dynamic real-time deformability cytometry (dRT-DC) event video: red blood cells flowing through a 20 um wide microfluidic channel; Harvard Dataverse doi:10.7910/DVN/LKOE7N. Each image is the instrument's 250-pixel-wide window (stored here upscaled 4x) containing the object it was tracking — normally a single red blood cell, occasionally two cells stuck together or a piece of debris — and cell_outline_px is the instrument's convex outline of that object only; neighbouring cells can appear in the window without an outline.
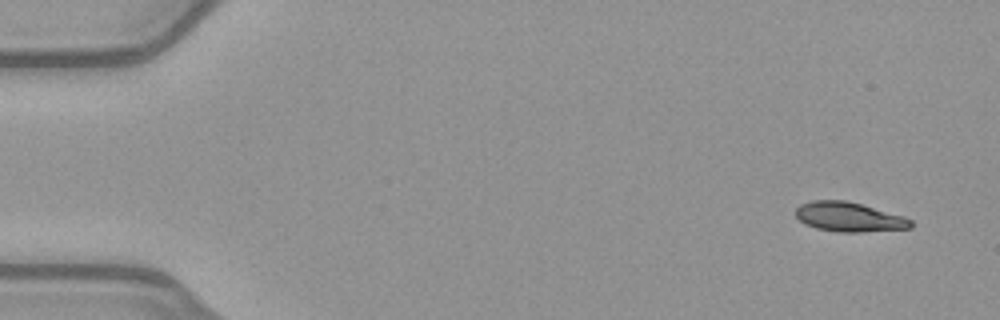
{"species": "common noctule bat (a hibernating species)", "species_latin": "Nyctalus noctula", "temperature_condition": "warm", "stored_images_in_passage": 49, "camera_frame_rate_fps": 3000, "um_per_image_px": 0.085, "animal": {"sex": "female", "body_mass_g": 21.9}, "frame": {"image": 1, "passage_image": 1, "time_ms": 0.0, "image_size_px": [1000, 320], "cell_outline_px": [[912, 228], [860, 232], [836, 232], [816, 228], [804, 224], [796, 216], [796, 208], [800, 204], [812, 200], [844, 200], [860, 204], [904, 216], [912, 220]], "centroid_in_image_um": [72.15, 18.44], "position_along_channel_um": 12.8, "area_um2": 19.77}}
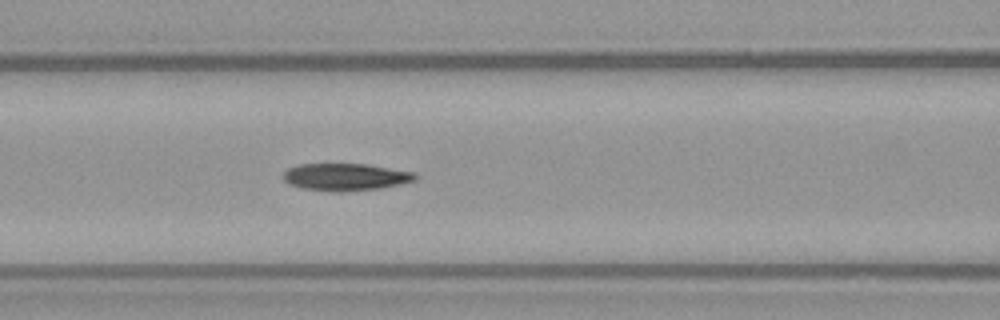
{"frame": {"image": 2, "passage_image": 20, "time_ms": 6.333, "image_size_px": [1000, 320], "cell_outline_px": [[420, 176], [416, 180], [400, 184], [380, 188], [344, 192], [332, 192], [300, 188], [288, 184], [284, 180], [284, 172], [288, 168], [296, 164], [368, 164], [416, 172]], "centroid_in_image_um": [29.39, 15.04], "position_along_channel_um": 137.2, "area_um2": 21.33}}
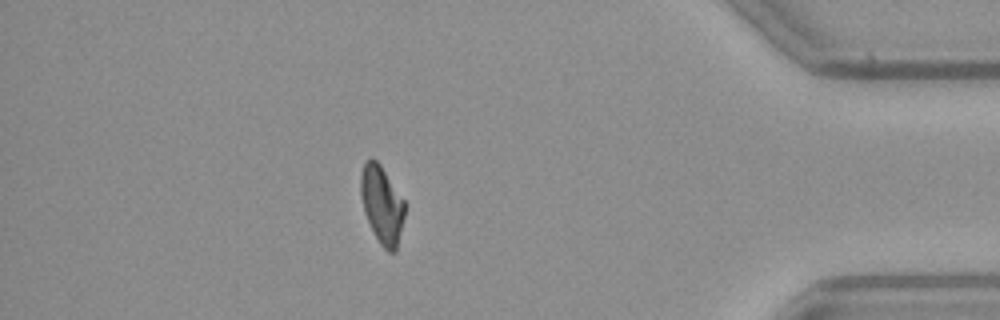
{"frame": {"image": 3, "passage_image": 43, "time_ms": 14.0, "image_size_px": [1000, 320], "cell_outline_px": [[404, 216], [396, 252], [388, 252], [380, 244], [364, 212], [360, 196], [360, 172], [364, 164], [372, 156], [380, 164], [404, 200]], "centroid_in_image_um": [32.45, 17.37], "position_along_channel_um": 402.8, "area_um2": 19.77}, "authors_computed_cell_mechanics": {"area_um2": 20.7502, "velocity_mm_per_s": 4.018, "shape_relaxation_time_tau1_ms": 9.6972, "shape_relaxation_time_tau2_ms": 4.8588, "deformation_change_tau1": 0.2455, "deformation_change_tau2": 0.1253}}